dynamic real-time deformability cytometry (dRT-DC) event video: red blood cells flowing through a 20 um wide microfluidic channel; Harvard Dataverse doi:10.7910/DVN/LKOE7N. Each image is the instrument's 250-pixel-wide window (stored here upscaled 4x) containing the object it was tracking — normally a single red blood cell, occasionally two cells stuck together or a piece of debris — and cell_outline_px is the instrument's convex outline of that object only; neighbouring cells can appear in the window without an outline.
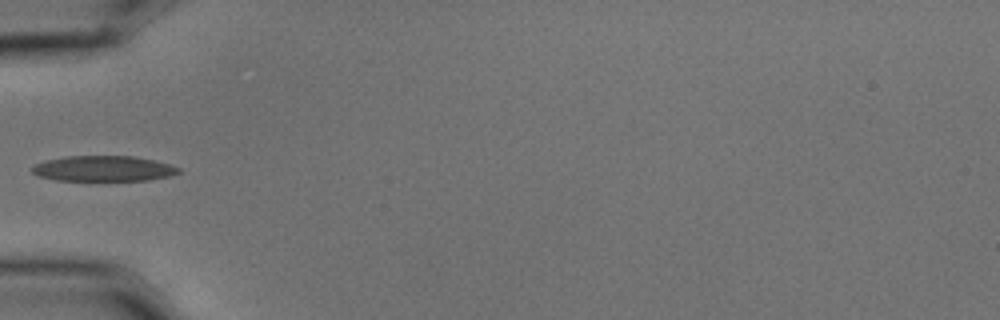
{"species": "common noctule bat (a hibernating species)", "species_latin": "Nyctalus noctula", "temperature_condition": "cold", "stored_images_in_passage": 2, "camera_frame_rate_fps": 3000, "um_per_image_px": 0.085, "animal": {"sex": "male", "body_mass_g": 15.6}, "frame": {"image": 1, "passage_image": 2, "time_ms": 0.333, "image_size_px": [1000, 320], "cell_outline_px": [[180, 172], [168, 176], [148, 180], [56, 180], [36, 176], [32, 172], [32, 168], [36, 164], [44, 160], [64, 156], [132, 156], [152, 160], [168, 164], [180, 168]], "centroid_in_image_um": [8.74, 14.32], "position_along_channel_um": 76.3, "area_um2": 21.62}}